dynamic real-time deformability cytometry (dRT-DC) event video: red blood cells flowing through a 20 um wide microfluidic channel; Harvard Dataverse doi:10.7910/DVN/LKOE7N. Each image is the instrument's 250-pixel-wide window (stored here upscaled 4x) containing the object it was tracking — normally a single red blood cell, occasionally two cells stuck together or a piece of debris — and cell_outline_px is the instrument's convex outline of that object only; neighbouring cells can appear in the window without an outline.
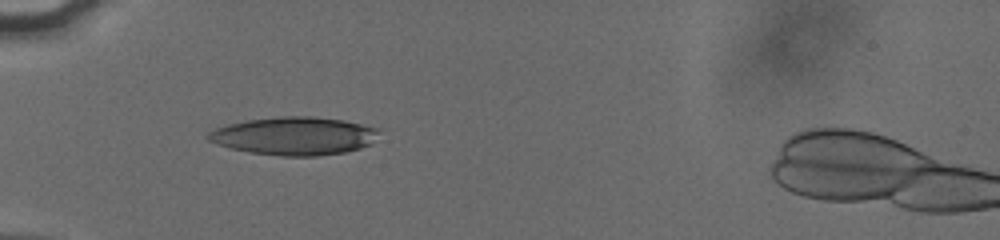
{"species": "human", "species_latin": "Homo sapiens", "temperature_condition": "cold", "stored_images_in_passage": 34, "camera_frame_rate_fps": 3000, "um_per_image_px": 0.085, "donor": {"sex": "male"}, "frame": {"image": 1, "passage_image": 1, "time_ms": 0.0, "image_size_px": [1000, 240], "cell_outline_px": [[380, 132], [372, 144], [360, 148], [344, 152], [316, 156], [280, 156], [248, 152], [228, 148], [208, 140], [204, 136], [208, 132], [216, 128], [228, 124], [244, 120], [280, 116], [312, 116], [344, 120], [380, 128]], "centroid_in_image_um": [25.01, 11.55], "position_along_channel_um": 60.0, "area_um2": 38.32}}
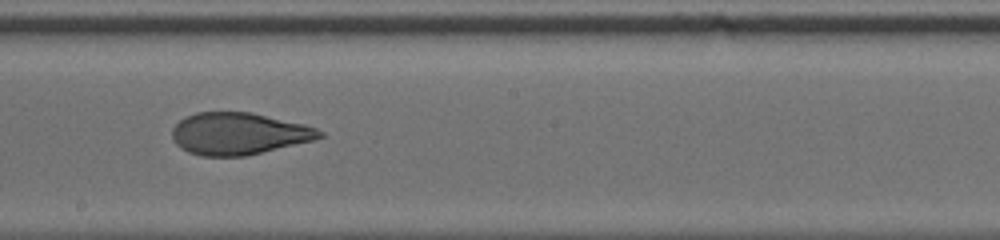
{"frame": {"image": 2, "passage_image": 15, "time_ms": 4.667, "image_size_px": [1000, 240], "cell_outline_px": [[324, 136], [312, 140], [244, 156], [200, 156], [188, 152], [180, 148], [172, 140], [172, 128], [180, 120], [196, 112], [252, 112], [304, 124], [316, 128], [324, 132]], "centroid_in_image_um": [20.26, 11.36], "position_along_channel_um": 227.9, "area_um2": 35.95}}
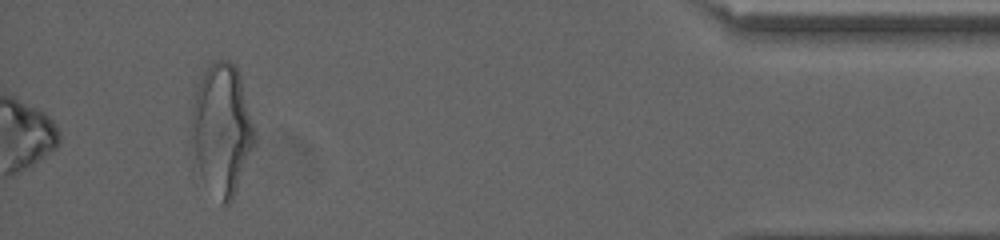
{"frame": {"image": 3, "passage_image": 34, "time_ms": 11.0, "image_size_px": [1000, 240], "cell_outline_px": [[256, 144], [232, 200], [228, 204], [224, 204], [200, 176], [188, 140], [192, 108], [196, 84], [208, 68], [216, 60], [228, 60], [236, 68], [240, 76], [256, 132]], "centroid_in_image_um": [18.83, 11.0], "position_along_channel_um": 416.4, "area_um2": 48.55}, "authors_computed_cell_mechanics": {"area_um2": 36.5874, "velocity_mm_per_s": 3.8238, "shape_relaxation_time_tau1_ms": 4.8829, "shape_relaxation_time_tau2_ms": 1.6249, "deformation_change_tau1": 0.1914, "deformation_change_tau2": 0.0865}}